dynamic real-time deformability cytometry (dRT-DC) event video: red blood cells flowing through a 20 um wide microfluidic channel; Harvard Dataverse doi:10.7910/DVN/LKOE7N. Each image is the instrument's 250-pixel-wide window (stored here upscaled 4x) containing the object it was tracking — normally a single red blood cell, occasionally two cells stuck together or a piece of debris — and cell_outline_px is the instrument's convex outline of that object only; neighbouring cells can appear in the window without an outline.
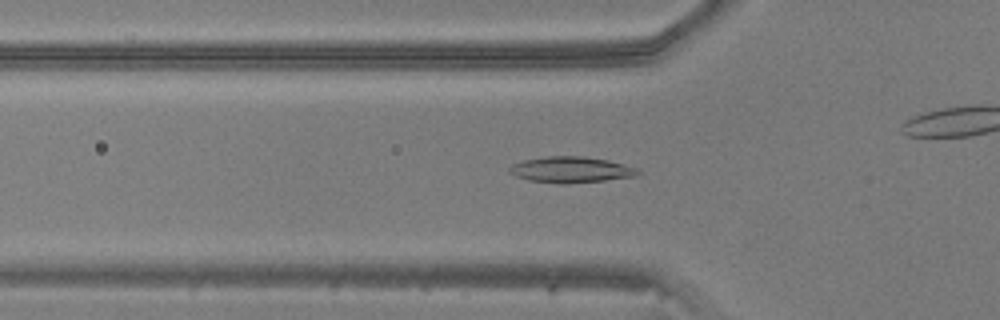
{"species": "common noctule bat (a hibernating species)", "species_latin": "Nyctalus noctula", "temperature_condition": "warm", "stored_images_in_passage": 40, "camera_frame_rate_fps": 3000, "um_per_image_px": 0.085, "animal": {"sex": "male", "body_mass_g": 20.5, "forearm_length_mm": 52.5}, "frame": {"image": 1, "passage_image": 16, "time_ms": 5.0, "image_size_px": [1000, 320], "cell_outline_px": [[640, 172], [636, 176], [604, 180], [564, 184], [560, 184], [528, 180], [516, 176], [508, 172], [508, 168], [512, 164], [524, 160], [548, 156], [584, 156], [608, 160], [624, 164], [636, 168]], "centroid_in_image_um": [48.5, 14.42], "position_along_channel_um": 77.3, "area_um2": 19.42}}
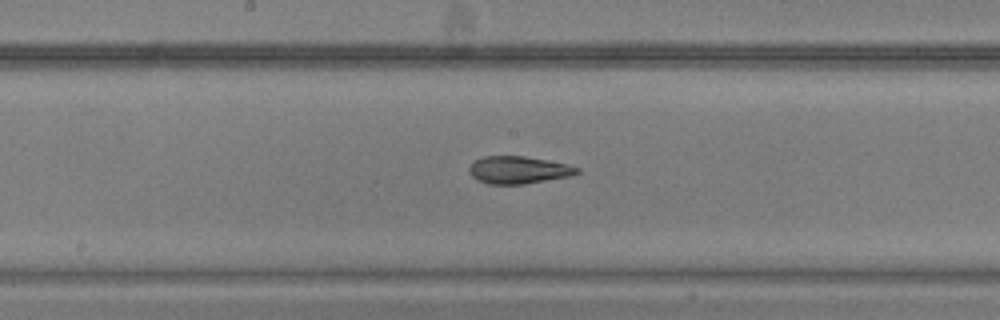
{"frame": {"image": 2, "passage_image": 25, "time_ms": 8.0, "image_size_px": [1000, 320], "cell_outline_px": [[580, 172], [568, 176], [524, 184], [488, 184], [476, 180], [468, 172], [468, 168], [476, 160], [484, 156], [524, 156], [568, 164], [580, 168]], "centroid_in_image_um": [44.04, 14.45], "position_along_channel_um": 204.2, "area_um2": 17.17}}
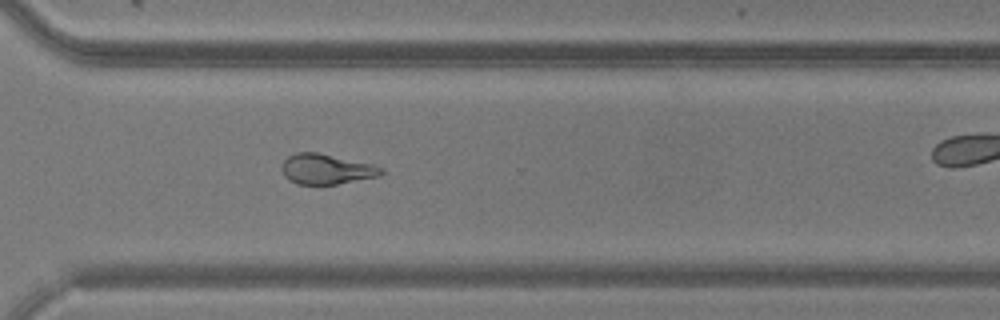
{"frame": {"image": 3, "passage_image": 35, "time_ms": 11.333, "image_size_px": [1000, 320], "cell_outline_px": [[384, 172], [380, 176], [336, 184], [296, 184], [288, 180], [284, 176], [280, 168], [284, 160], [288, 156], [296, 152], [316, 152], [372, 164], [384, 168]], "centroid_in_image_um": [27.71, 14.38], "position_along_channel_um": 342.9, "area_um2": 17.57}}